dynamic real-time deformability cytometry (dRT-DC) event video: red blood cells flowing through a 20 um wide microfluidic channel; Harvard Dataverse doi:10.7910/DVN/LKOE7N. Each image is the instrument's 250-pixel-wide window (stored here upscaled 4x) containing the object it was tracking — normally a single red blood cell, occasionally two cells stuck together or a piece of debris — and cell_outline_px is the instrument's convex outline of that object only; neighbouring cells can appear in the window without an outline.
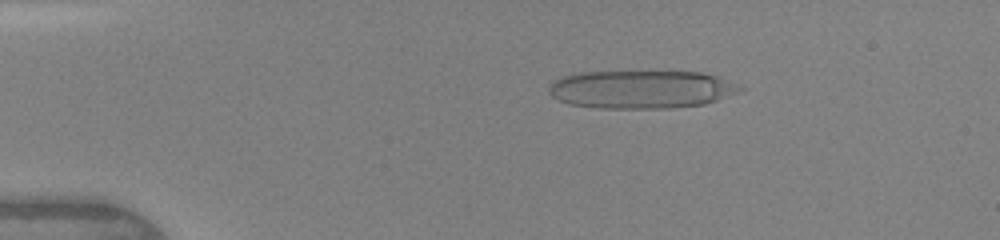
{"species": "human", "species_latin": "Homo sapiens", "temperature_condition": "warm", "stored_images_in_passage": 46, "camera_frame_rate_fps": 3000, "um_per_image_px": 0.085, "donor": {"sex": "female"}, "frame": {"image": 1, "passage_image": 9, "time_ms": 2.667, "image_size_px": [1000, 240], "cell_outline_px": [[744, 88], [736, 92], [716, 100], [704, 104], [668, 108], [600, 108], [568, 104], [552, 96], [548, 92], [548, 88], [556, 80], [564, 76], [580, 72], [700, 72], [716, 76]], "centroid_in_image_um": [54.46, 7.6], "position_along_channel_um": 30.5, "area_um2": 41.85}}
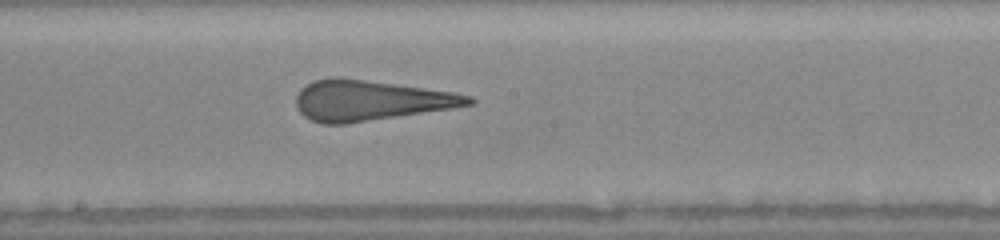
{"frame": {"image": 2, "passage_image": 26, "time_ms": 8.333, "image_size_px": [1000, 240], "cell_outline_px": [[476, 100], [472, 104], [452, 108], [348, 124], [324, 124], [312, 120], [304, 116], [296, 108], [296, 96], [300, 88], [316, 80], [332, 76], [340, 76], [452, 92], [472, 96]], "centroid_in_image_um": [31.44, 8.53], "position_along_channel_um": 216.8, "area_um2": 40.63}}
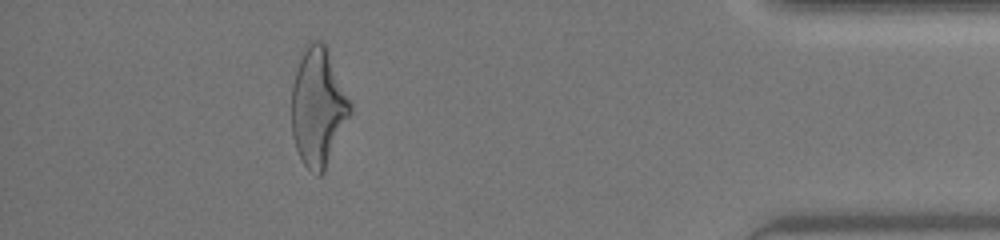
{"frame": {"image": 3, "passage_image": 42, "time_ms": 13.667, "image_size_px": [1000, 240], "cell_outline_px": [[352, 112], [324, 172], [320, 176], [316, 176], [304, 164], [296, 148], [292, 136], [292, 84], [304, 44], [308, 40], [320, 40], [324, 44], [352, 104]], "centroid_in_image_um": [27.03, 9.11], "position_along_channel_um": 408.2, "area_um2": 40.29}, "authors_computed_cell_mechanics": {"area_um2": 41.8183, "velocity_mm_per_s": 4.3891, "shape_relaxation_time_tau1_ms": 5.1207, "shape_relaxation_time_tau2_ms": 0.9356, "deformation_change_tau1": 0.2408, "deformation_change_tau2": 0.144}}